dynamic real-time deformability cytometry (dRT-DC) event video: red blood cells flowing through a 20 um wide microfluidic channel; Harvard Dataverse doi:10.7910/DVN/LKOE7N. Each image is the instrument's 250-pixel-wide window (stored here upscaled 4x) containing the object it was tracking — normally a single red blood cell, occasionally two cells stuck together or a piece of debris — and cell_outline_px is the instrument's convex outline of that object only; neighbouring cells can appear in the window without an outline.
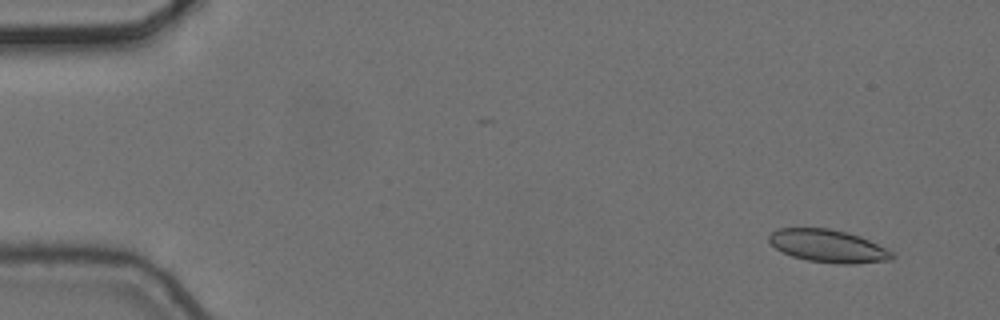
{"species": "common noctule bat (a hibernating species)", "species_latin": "Nyctalus noctula", "temperature_condition": "cold", "stored_images_in_passage": 6, "camera_frame_rate_fps": 3000, "um_per_image_px": 0.085, "animal": {"sex": "female", "body_mass_g": 24.6, "forearm_length_mm": 56.2}, "frame": {"image": 1, "passage_image": 1, "time_ms": 0.0, "image_size_px": [1000, 320], "cell_outline_px": [[896, 256], [892, 260], [856, 264], [840, 264], [808, 260], [792, 256], [776, 248], [768, 240], [768, 236], [772, 232], [780, 228], [828, 228], [860, 236], [892, 252]], "centroid_in_image_um": [70.4, 20.92], "position_along_channel_um": 14.6, "area_um2": 23.24}}
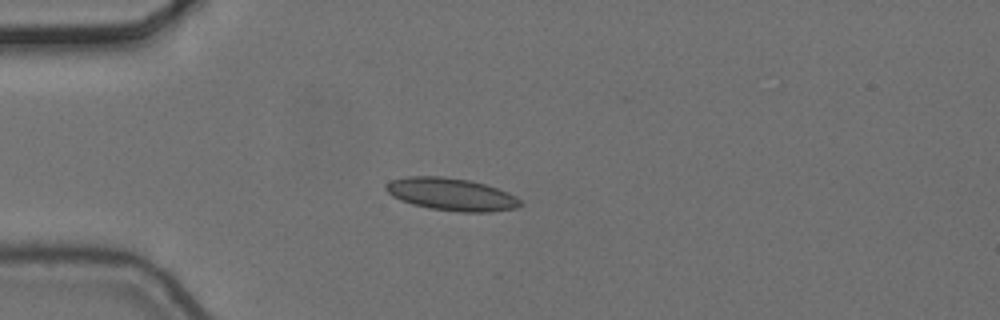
{"frame": {"image": 2, "passage_image": 4, "time_ms": 1.0, "image_size_px": [1000, 320], "cell_outline_px": [[524, 204], [516, 208], [492, 212], [460, 212], [428, 208], [412, 204], [400, 200], [392, 196], [384, 188], [392, 180], [408, 176], [440, 176], [468, 180], [484, 184], [508, 192], [516, 196]], "centroid_in_image_um": [38.39, 16.53], "position_along_channel_um": 46.6, "area_um2": 25.43}}
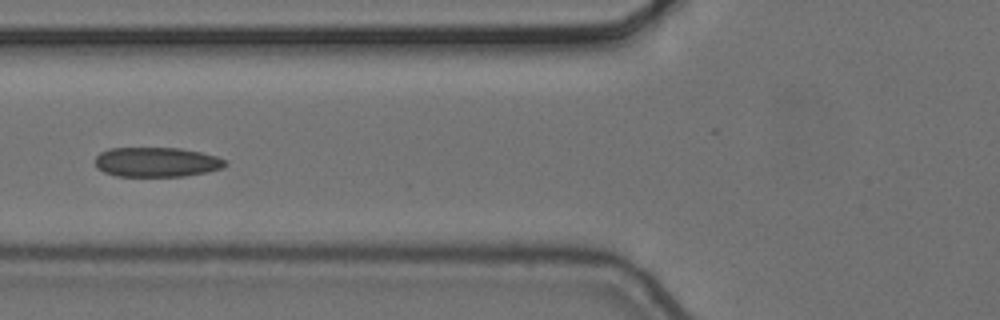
{"frame": {"image": 3, "passage_image": 6, "time_ms": 1.667, "image_size_px": [1000, 320], "cell_outline_px": [[228, 164], [220, 168], [208, 172], [184, 176], [116, 176], [104, 172], [96, 168], [96, 156], [100, 152], [108, 148], [180, 148], [200, 152], [216, 156], [228, 160]], "centroid_in_image_um": [13.31, 13.77], "position_along_channel_um": 112.5, "area_um2": 22.6}}